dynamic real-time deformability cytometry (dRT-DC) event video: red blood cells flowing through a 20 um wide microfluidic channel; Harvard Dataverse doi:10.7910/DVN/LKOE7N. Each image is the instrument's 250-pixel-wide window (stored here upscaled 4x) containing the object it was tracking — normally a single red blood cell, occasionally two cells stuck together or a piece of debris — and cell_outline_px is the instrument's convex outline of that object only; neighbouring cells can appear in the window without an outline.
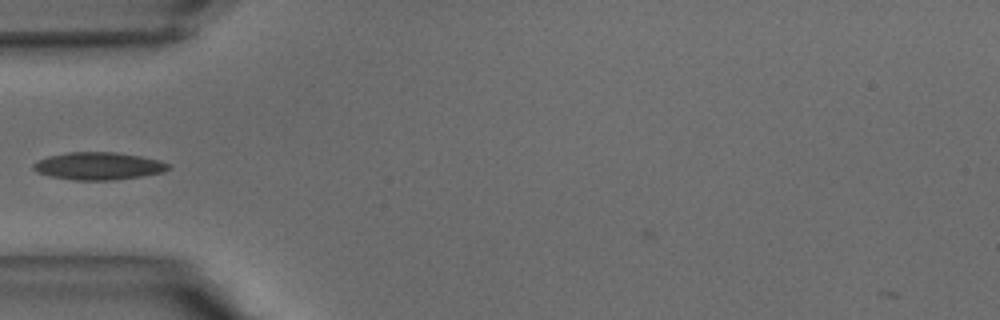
{"species": "common noctule bat (a hibernating species)", "species_latin": "Nyctalus noctula", "temperature_condition": "warm", "stored_images_in_passage": 29, "camera_frame_rate_fps": 3000, "um_per_image_px": 0.085, "animal": {"sex": "male", "body_mass_g": 15.6}, "frame": {"image": 1, "passage_image": 2, "time_ms": 0.333, "image_size_px": [1000, 320], "cell_outline_px": [[172, 168], [164, 172], [116, 180], [76, 180], [52, 176], [36, 172], [32, 168], [32, 164], [48, 156], [68, 152], [116, 152], [140, 156], [160, 160], [172, 164]], "centroid_in_image_um": [8.42, 14.11], "position_along_channel_um": 76.6, "area_um2": 21.73}}
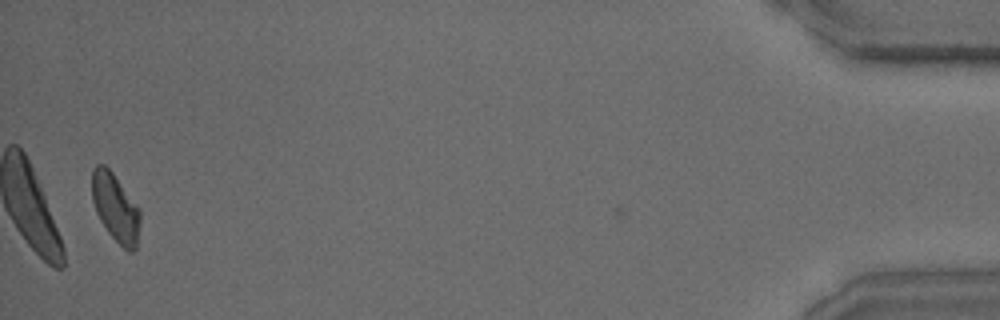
{"frame": {"image": 2, "passage_image": 28, "time_ms": 9.0, "image_size_px": [1000, 320], "cell_outline_px": [[140, 220], [136, 248], [132, 252], [128, 252], [108, 232], [100, 220], [96, 212], [92, 200], [92, 168], [96, 164], [104, 164], [112, 172], [140, 208]], "centroid_in_image_um": [9.81, 17.63], "position_along_channel_um": 425.4, "area_um2": 19.07}}